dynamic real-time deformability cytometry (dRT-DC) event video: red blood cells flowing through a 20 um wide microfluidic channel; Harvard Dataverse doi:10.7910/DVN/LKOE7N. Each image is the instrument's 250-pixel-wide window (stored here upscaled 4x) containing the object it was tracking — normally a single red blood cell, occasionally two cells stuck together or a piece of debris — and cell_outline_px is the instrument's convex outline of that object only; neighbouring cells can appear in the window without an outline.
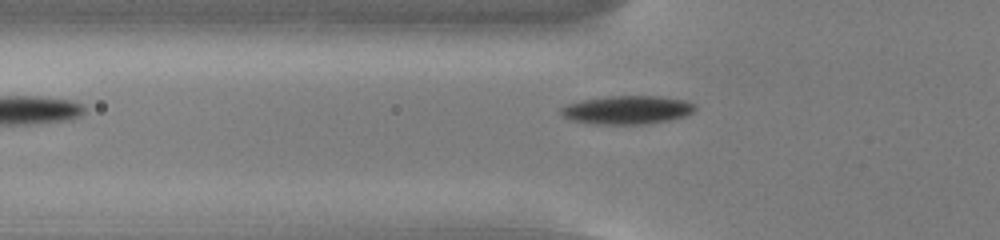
{"species": "common noctule bat (a hibernating species)", "species_latin": "Nyctalus noctula", "temperature_condition": "cold", "stored_images_in_passage": 32, "camera_frame_rate_fps": 3000, "um_per_image_px": 0.085, "animal": {"sex": "male", "body_mass_g": 13.0, "forearm_length_mm": 53.1}, "frame": {"image": 1, "passage_image": 2, "time_ms": 0.333, "image_size_px": [1000, 240], "cell_outline_px": [[696, 108], [692, 112], [684, 116], [668, 120], [644, 124], [596, 124], [572, 120], [564, 116], [560, 112], [560, 108], [564, 104], [584, 100], [612, 96], [660, 96], [684, 100], [696, 104]], "centroid_in_image_um": [53.31, 9.34], "position_along_channel_um": 72.5, "area_um2": 22.08}}
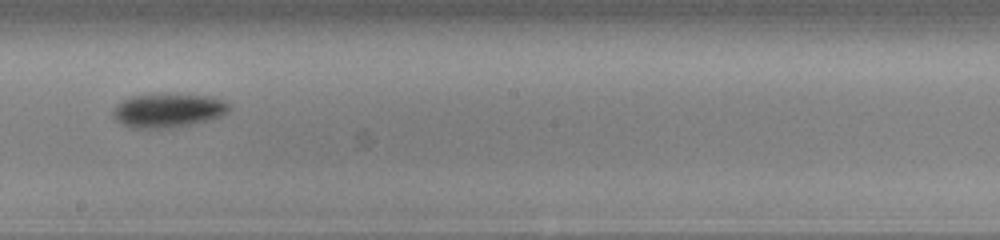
{"frame": {"image": 2, "passage_image": 15, "time_ms": 4.667, "image_size_px": [1000, 240], "cell_outline_px": [[232, 108], [220, 116], [188, 124], [168, 128], [128, 128], [116, 120], [112, 116], [112, 112], [116, 104], [132, 96], [172, 92], [212, 96], [224, 100], [232, 104]], "centroid_in_image_um": [14.29, 9.35], "position_along_channel_um": 233.9, "area_um2": 23.41}}
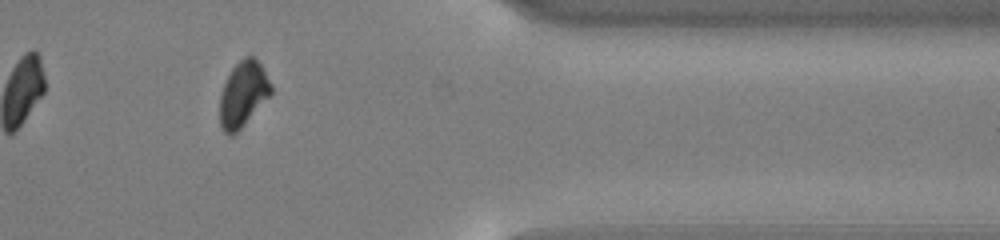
{"frame": {"image": 3, "passage_image": 29, "time_ms": 9.333, "image_size_px": [1000, 240], "cell_outline_px": [[272, 92], [244, 124], [232, 136], [224, 132], [220, 124], [220, 96], [224, 80], [232, 68], [244, 56], [252, 56], [260, 64], [272, 84]], "centroid_in_image_um": [20.64, 7.97], "position_along_channel_um": 390.8, "area_um2": 19.25}, "authors_computed_cell_mechanics": {"area_um2": 21.6461, "velocity_mm_per_s": 3.7371, "shape_relaxation_time_tau1_ms": 3.0033, "shape_relaxation_time_tau2_ms": null, "deformation_change_tau1": 0.1155, "deformation_change_tau2": null}}